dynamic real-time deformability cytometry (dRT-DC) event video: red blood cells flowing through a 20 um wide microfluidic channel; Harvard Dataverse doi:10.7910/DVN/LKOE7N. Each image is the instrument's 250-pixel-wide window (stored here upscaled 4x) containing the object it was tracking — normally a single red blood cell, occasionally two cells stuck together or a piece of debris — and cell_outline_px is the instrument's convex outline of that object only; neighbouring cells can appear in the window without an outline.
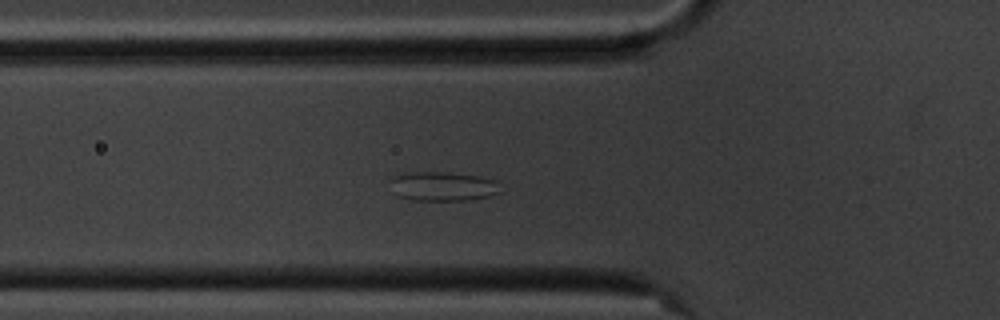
{"species": "common noctule bat (a hibernating species)", "species_latin": "Nyctalus noctula", "temperature_condition": "cold", "stored_images_in_passage": 40, "camera_frame_rate_fps": 3000, "um_per_image_px": 0.085, "animal": {"sex": "male", "body_mass_g": 20.1, "forearm_length_mm": 53.5}, "frame": {"image": 1, "passage_image": 2, "time_ms": 0.333, "image_size_px": [1000, 320], "cell_outline_px": [[500, 192], [488, 196], [468, 200], [416, 200], [396, 196], [392, 192], [388, 180], [392, 176], [408, 172], [448, 172], [480, 176], [496, 180]], "centroid_in_image_um": [37.57, 15.82], "position_along_channel_um": 88.2, "area_um2": 19.02}}
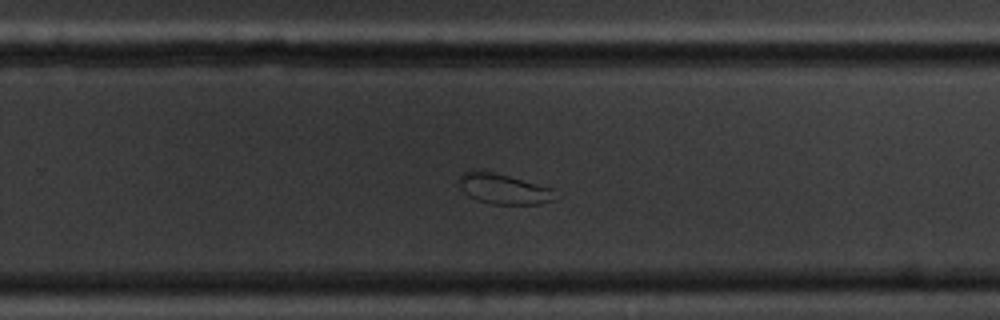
{"frame": {"image": 2, "passage_image": 19, "time_ms": 6.0, "image_size_px": [1000, 320], "cell_outline_px": [[556, 200], [536, 204], [492, 204], [476, 200], [468, 196], [460, 188], [460, 176], [464, 172], [476, 168], [556, 188]], "centroid_in_image_um": [42.83, 16.05], "position_along_channel_um": 287.0, "area_um2": 17.28}}
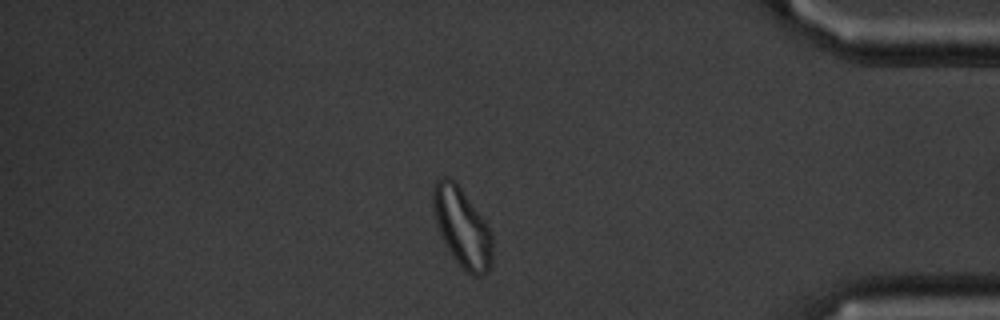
{"frame": {"image": 3, "passage_image": 31, "time_ms": 10.0, "image_size_px": [1000, 320], "cell_outline_px": [[492, 264], [488, 272], [480, 276], [472, 276], [452, 256], [444, 244], [436, 224], [432, 204], [432, 188], [436, 180], [452, 180], [460, 188], [484, 220], [492, 236]], "centroid_in_image_um": [39.27, 19.39], "position_along_channel_um": 395.9, "area_um2": 26.82}}